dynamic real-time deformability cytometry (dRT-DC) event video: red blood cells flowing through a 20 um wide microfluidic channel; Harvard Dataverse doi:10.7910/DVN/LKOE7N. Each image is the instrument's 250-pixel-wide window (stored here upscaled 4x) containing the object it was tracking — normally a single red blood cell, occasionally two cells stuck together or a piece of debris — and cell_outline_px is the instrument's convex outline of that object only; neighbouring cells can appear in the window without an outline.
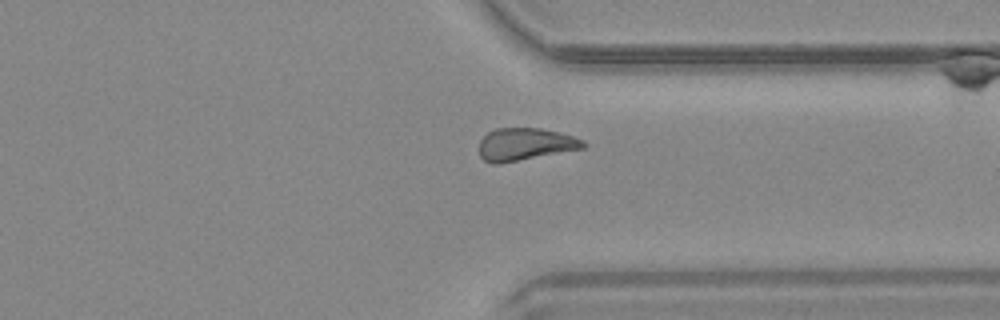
{"species": "common noctule bat (a hibernating species)", "species_latin": "Nyctalus noctula", "temperature_condition": "warm", "stored_images_in_passage": 32, "camera_frame_rate_fps": 3000, "um_per_image_px": 0.085, "animal": {"sex": "male", "body_mass_g": 20.4}, "frame": {"image": 1, "passage_image": 23, "time_ms": 7.333, "image_size_px": [1000, 320], "cell_outline_px": [[588, 144], [584, 148], [500, 164], [492, 164], [484, 160], [480, 156], [480, 140], [488, 132], [496, 128], [540, 128], [560, 132], [584, 140]], "centroid_in_image_um": [44.65, 12.26], "position_along_channel_um": 366.8, "area_um2": 19.77}}